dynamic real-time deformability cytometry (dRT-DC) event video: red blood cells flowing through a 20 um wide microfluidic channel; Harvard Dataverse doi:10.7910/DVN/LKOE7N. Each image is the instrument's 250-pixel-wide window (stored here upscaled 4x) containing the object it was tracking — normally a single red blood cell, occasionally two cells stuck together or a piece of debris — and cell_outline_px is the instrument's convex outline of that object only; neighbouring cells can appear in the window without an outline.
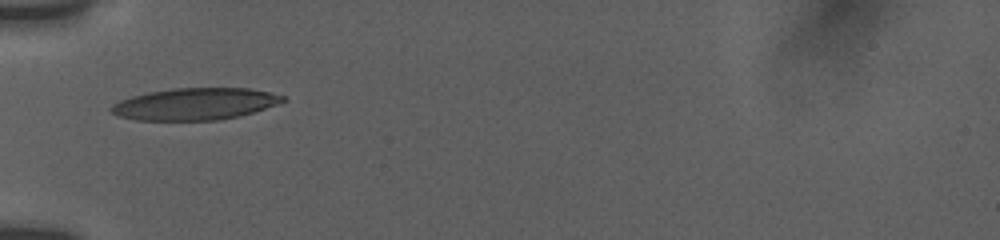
{"species": "human", "species_latin": "Homo sapiens", "temperature_condition": "room temperature", "stored_images_in_passage": 2, "camera_frame_rate_fps": 3000, "um_per_image_px": 0.085, "donor": {"sex": "female"}, "frame": {"image": 1, "passage_image": 1, "time_ms": 0.0, "image_size_px": [1000, 240], "cell_outline_px": [[288, 100], [252, 112], [236, 116], [216, 120], [136, 120], [120, 116], [112, 112], [108, 108], [112, 104], [120, 100], [132, 96], [148, 92], [176, 88], [248, 88], [268, 92], [284, 96]], "centroid_in_image_um": [16.54, 8.83], "position_along_channel_um": 68.5, "area_um2": 31.56}}